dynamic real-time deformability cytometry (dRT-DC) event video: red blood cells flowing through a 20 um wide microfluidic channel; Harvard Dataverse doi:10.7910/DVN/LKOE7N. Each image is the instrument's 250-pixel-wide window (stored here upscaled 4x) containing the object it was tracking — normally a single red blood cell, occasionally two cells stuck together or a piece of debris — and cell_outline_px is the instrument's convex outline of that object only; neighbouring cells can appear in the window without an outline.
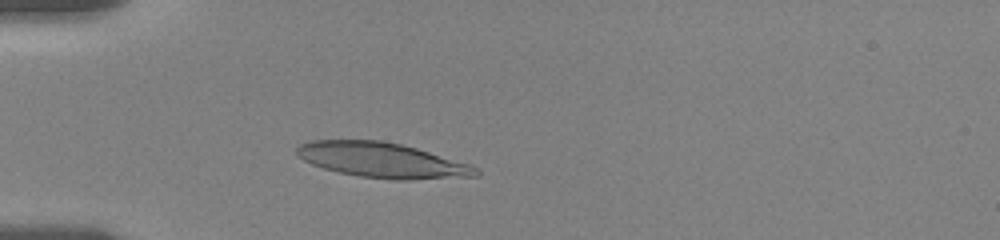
{"species": "human", "species_latin": "Homo sapiens", "temperature_condition": "room temperature", "stored_images_in_passage": 7, "camera_frame_rate_fps": 3000, "um_per_image_px": 0.085, "donor": {"sex": "female"}, "frame": {"image": 1, "passage_image": 3, "time_ms": 0.333, "image_size_px": [1000, 240], "cell_outline_px": [[480, 176], [412, 180], [396, 180], [360, 176], [340, 172], [324, 168], [312, 164], [296, 156], [296, 148], [300, 144], [312, 140], [380, 140], [400, 144], [416, 148], [472, 164], [480, 172]], "centroid_in_image_um": [32.51, 13.62], "position_along_channel_um": 52.5, "area_um2": 36.7}}
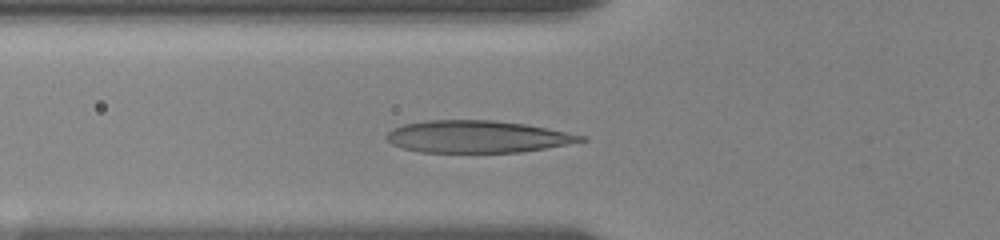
{"frame": {"image": 2, "passage_image": 6, "time_ms": 1.667, "image_size_px": [1000, 240], "cell_outline_px": [[588, 140], [544, 148], [520, 152], [420, 152], [404, 148], [392, 144], [384, 140], [384, 136], [392, 128], [404, 124], [428, 120], [492, 120], [524, 124], [588, 136]], "centroid_in_image_um": [40.52, 11.61], "position_along_channel_um": 85.3, "area_um2": 36.3}}